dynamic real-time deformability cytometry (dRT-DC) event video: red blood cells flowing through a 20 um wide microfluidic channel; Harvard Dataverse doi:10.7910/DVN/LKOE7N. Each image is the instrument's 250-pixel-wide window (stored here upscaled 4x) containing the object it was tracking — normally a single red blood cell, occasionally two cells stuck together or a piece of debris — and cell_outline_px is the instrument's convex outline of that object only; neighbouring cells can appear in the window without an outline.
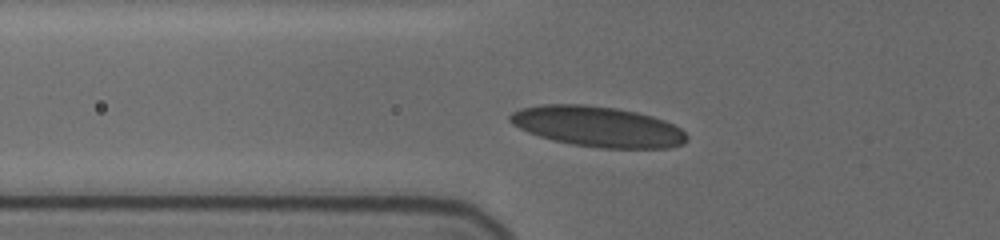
{"species": "human", "species_latin": "Homo sapiens", "temperature_condition": "cold", "stored_images_in_passage": 5, "camera_frame_rate_fps": 3000, "um_per_image_px": 0.085, "donor": {"sex": "female"}, "frame": {"image": 1, "passage_image": 4, "time_ms": 2.0, "image_size_px": [1000, 240], "cell_outline_px": [[688, 140], [684, 144], [668, 148], [600, 148], [572, 144], [552, 140], [528, 132], [512, 124], [508, 120], [508, 116], [512, 112], [520, 108], [544, 104], [584, 104], [616, 108], [636, 112], [652, 116], [664, 120], [680, 128], [688, 136]], "centroid_in_image_um": [50.8, 10.76], "position_along_channel_um": 75.0, "area_um2": 41.79}}